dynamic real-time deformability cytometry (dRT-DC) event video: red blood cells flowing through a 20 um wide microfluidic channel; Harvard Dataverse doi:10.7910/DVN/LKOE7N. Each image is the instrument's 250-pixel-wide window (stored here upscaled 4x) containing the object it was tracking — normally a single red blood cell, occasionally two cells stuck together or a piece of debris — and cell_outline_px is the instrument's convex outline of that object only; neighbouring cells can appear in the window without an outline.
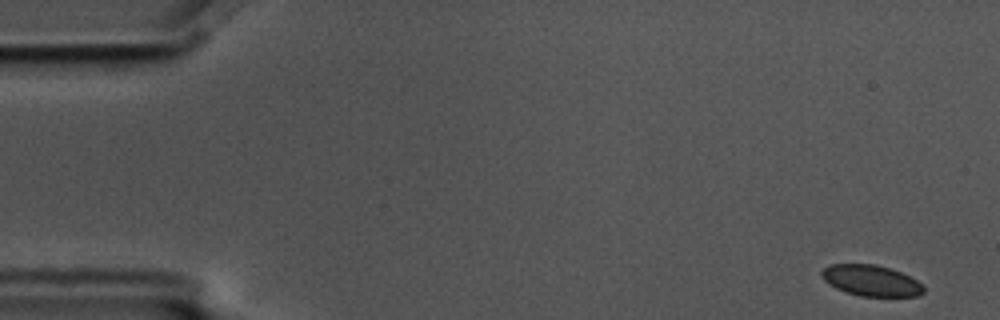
{"species": "common noctule bat (a hibernating species)", "species_latin": "Nyctalus noctula", "temperature_condition": "cold", "stored_images_in_passage": 5, "camera_frame_rate_fps": 3000, "um_per_image_px": 0.085, "animal": {"sex": "male", "body_mass_g": 17.5, "forearm_length_mm": 52.3}, "frame": {"image": 1, "passage_image": 1, "time_ms": 0.0, "image_size_px": [1000, 320], "cell_outline_px": [[924, 292], [916, 296], [860, 296], [836, 288], [828, 284], [820, 276], [820, 272], [828, 264], [876, 264], [900, 272], [916, 280], [924, 288]], "centroid_in_image_um": [73.99, 23.84], "position_along_channel_um": 11.0, "area_um2": 18.26}}
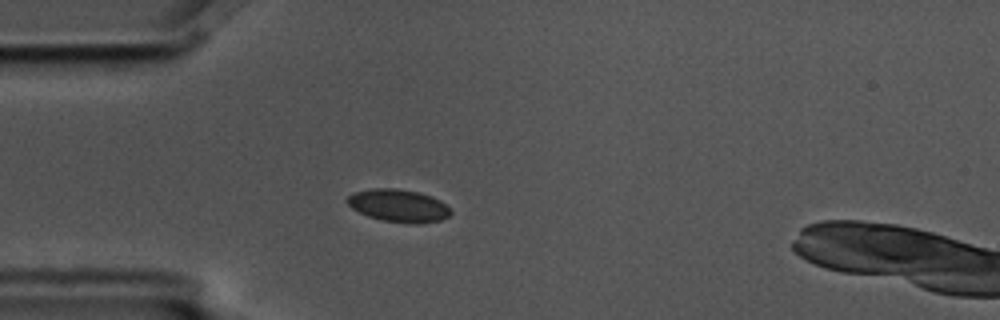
{"frame": {"image": 2, "passage_image": 4, "time_ms": 1.0, "image_size_px": [1000, 320], "cell_outline_px": [[452, 212], [448, 216], [440, 220], [420, 224], [412, 224], [380, 220], [368, 216], [352, 208], [344, 200], [348, 196], [356, 192], [372, 188], [396, 188], [420, 192], [432, 196], [440, 200]], "centroid_in_image_um": [33.87, 17.48], "position_along_channel_um": 51.1, "area_um2": 19.77}}